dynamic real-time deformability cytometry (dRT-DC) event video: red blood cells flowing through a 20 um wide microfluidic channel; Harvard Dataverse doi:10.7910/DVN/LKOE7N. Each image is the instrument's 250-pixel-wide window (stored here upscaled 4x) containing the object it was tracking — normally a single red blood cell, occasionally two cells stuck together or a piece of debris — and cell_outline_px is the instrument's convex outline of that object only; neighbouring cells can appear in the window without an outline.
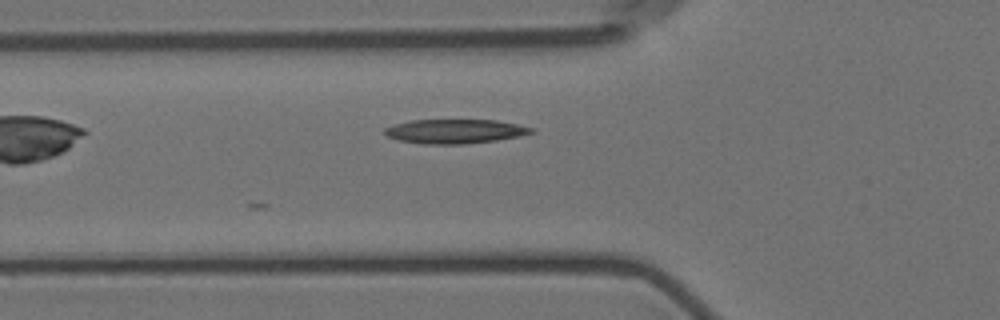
{"species": "Egyptian fruit bat (a non-hibernating species)", "species_latin": "Rousettus aegyptiacus", "temperature_condition": "room temperature", "stored_images_in_passage": 5, "camera_frame_rate_fps": 3000, "um_per_image_px": 0.085, "animal": {"sex": "female"}, "frame": {"image": 1, "passage_image": 5, "time_ms": 4.667, "image_size_px": [1000, 320], "cell_outline_px": [[536, 132], [520, 136], [496, 140], [464, 144], [424, 144], [400, 140], [388, 136], [384, 132], [384, 128], [396, 124], [412, 120], [496, 120], [536, 128]], "centroid_in_image_um": [38.73, 11.16], "position_along_channel_um": 87.1, "area_um2": 20.63}}